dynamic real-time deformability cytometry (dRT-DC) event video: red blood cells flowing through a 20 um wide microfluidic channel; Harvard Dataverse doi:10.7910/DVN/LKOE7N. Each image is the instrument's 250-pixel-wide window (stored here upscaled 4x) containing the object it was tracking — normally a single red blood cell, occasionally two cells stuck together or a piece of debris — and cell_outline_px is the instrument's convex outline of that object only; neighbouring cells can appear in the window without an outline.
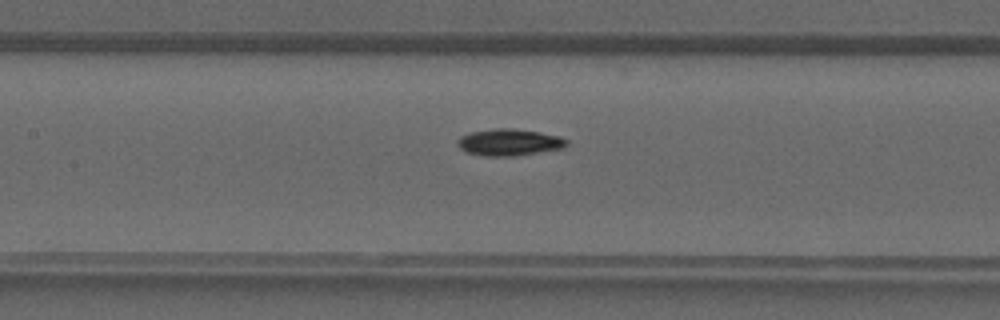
{"species": "common noctule bat (a hibernating species)", "species_latin": "Nyctalus noctula", "temperature_condition": "warm", "stored_images_in_passage": 30, "camera_frame_rate_fps": 3000, "um_per_image_px": 0.085, "animal": {"sex": "male", "forearm_length_mm": 52.5}, "frame": {"image": 1, "passage_image": 9, "time_ms": 2.667, "image_size_px": [1000, 320], "cell_outline_px": [[568, 144], [564, 148], [512, 156], [484, 156], [468, 152], [460, 148], [456, 144], [460, 136], [472, 132], [492, 128], [512, 128], [540, 132], [560, 136], [568, 140]], "centroid_in_image_um": [43.29, 12.08], "position_along_channel_um": 164.1, "area_um2": 16.99}}
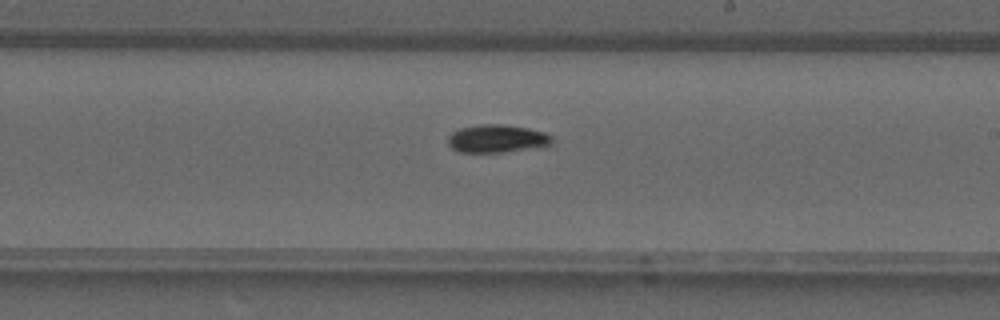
{"frame": {"image": 2, "passage_image": 14, "time_ms": 4.333, "image_size_px": [1000, 320], "cell_outline_px": [[552, 144], [500, 152], [460, 152], [452, 148], [448, 144], [448, 136], [452, 132], [460, 128], [480, 124], [504, 124], [528, 128], [544, 132], [552, 136]], "centroid_in_image_um": [42.2, 11.76], "position_along_channel_um": 246.8, "area_um2": 16.7}}
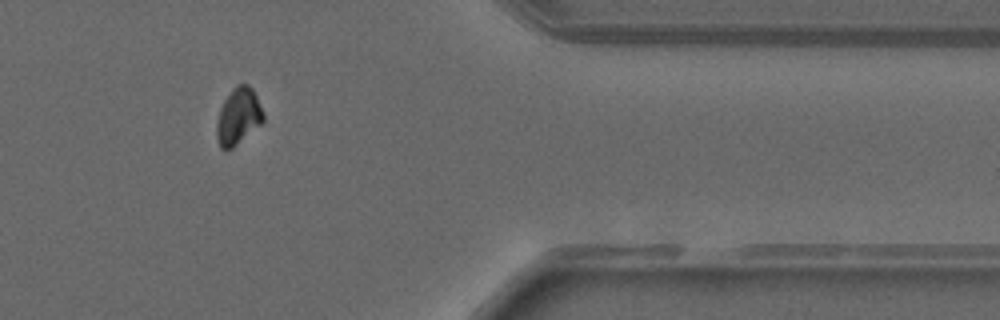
{"frame": {"image": 3, "passage_image": 24, "time_ms": 7.667, "image_size_px": [1000, 320], "cell_outline_px": [[264, 120], [260, 124], [232, 148], [220, 148], [216, 136], [216, 124], [220, 108], [224, 100], [232, 88], [236, 84], [248, 84], [252, 88], [256, 96], [264, 116]], "centroid_in_image_um": [20.23, 9.86], "position_along_channel_um": 391.2, "area_um2": 15.14}}